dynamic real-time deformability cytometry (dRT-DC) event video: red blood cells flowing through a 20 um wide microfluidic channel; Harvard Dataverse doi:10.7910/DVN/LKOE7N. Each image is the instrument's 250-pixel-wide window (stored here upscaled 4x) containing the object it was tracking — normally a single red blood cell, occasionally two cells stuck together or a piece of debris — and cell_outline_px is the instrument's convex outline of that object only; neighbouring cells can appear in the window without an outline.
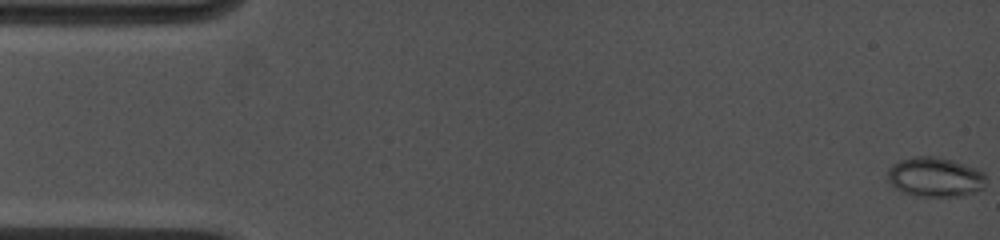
{"species": "common noctule bat (a hibernating species)", "species_latin": "Nyctalus noctula", "temperature_condition": "cold", "stored_images_in_passage": 12, "camera_frame_rate_fps": 4500, "um_per_image_px": 0.085, "animal": {"sex": "female", "body_mass_g": 19.0, "forearm_length_mm": 53.3}, "frame": {"image": 1, "passage_image": 1, "time_ms": 0.0, "image_size_px": [1000, 240], "cell_outline_px": [[984, 188], [976, 192], [960, 196], [916, 196], [900, 192], [888, 180], [888, 168], [892, 164], [900, 160], [912, 156], [936, 156], [952, 160], [976, 168], [984, 172]], "centroid_in_image_um": [79.46, 15.05], "position_along_channel_um": 5.5, "area_um2": 22.83}}
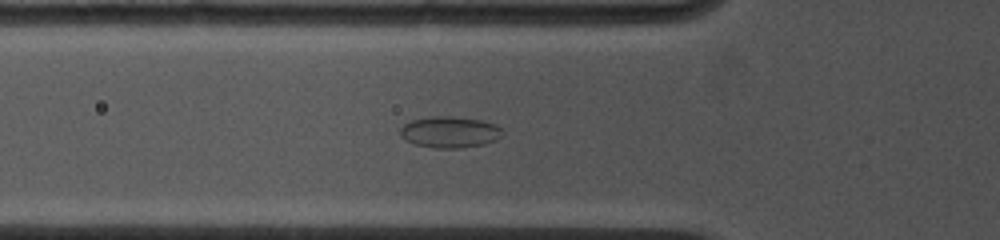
{"frame": {"image": 2, "passage_image": 10, "time_ms": 5.556, "image_size_px": [1000, 240], "cell_outline_px": [[504, 132], [496, 140], [484, 144], [460, 148], [436, 148], [416, 144], [400, 136], [400, 128], [404, 124], [412, 120], [432, 116], [452, 116], [480, 120], [496, 124]], "centroid_in_image_um": [38.24, 11.22], "position_along_channel_um": 87.6, "area_um2": 18.55}}
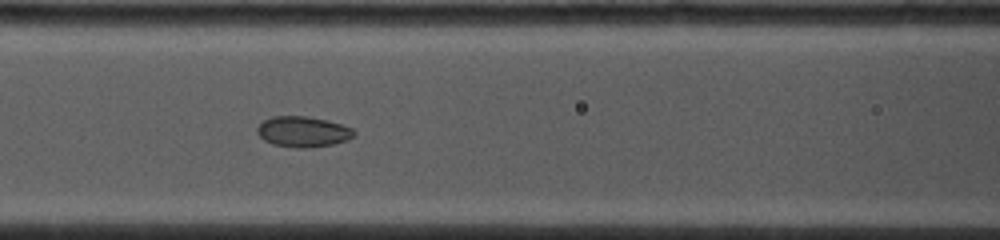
{"frame": {"image": 3, "passage_image": 12, "time_ms": 6.889, "image_size_px": [1000, 240], "cell_outline_px": [[356, 136], [348, 140], [332, 144], [312, 148], [296, 148], [272, 144], [264, 140], [256, 132], [256, 128], [264, 120], [272, 116], [308, 116], [328, 120], [352, 128], [356, 132]], "centroid_in_image_um": [25.77, 11.2], "position_along_channel_um": 140.8, "area_um2": 17.51}}